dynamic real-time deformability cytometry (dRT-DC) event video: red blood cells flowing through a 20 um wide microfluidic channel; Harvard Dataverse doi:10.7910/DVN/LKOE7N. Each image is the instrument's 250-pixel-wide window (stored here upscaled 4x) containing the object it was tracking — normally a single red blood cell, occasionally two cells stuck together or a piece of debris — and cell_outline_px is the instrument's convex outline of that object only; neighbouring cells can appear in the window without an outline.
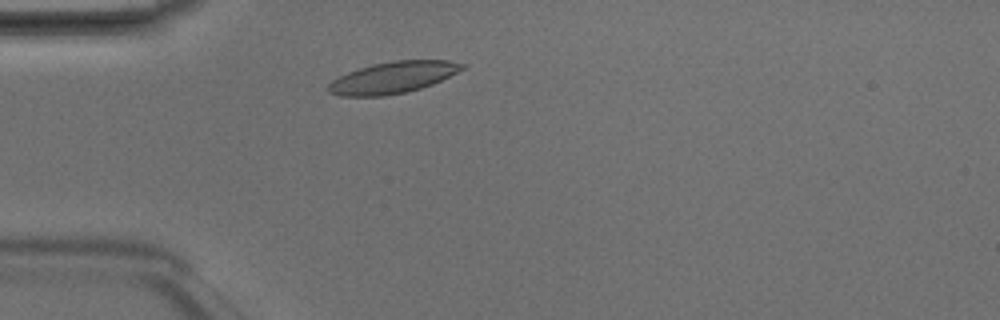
{"species": "Egyptian fruit bat (a non-hibernating species)", "species_latin": "Rousettus aegyptiacus", "temperature_condition": "room temperature", "stored_images_in_passage": 5, "camera_frame_rate_fps": 3000, "um_per_image_px": 0.085, "animal": {"sex": "male"}, "frame": {"image": 1, "passage_image": 5, "time_ms": 1.333, "image_size_px": [1000, 320], "cell_outline_px": [[468, 64], [464, 68], [432, 84], [420, 88], [404, 92], [384, 96], [340, 96], [328, 92], [324, 88], [332, 80], [348, 72], [372, 64], [396, 60], [448, 60]], "centroid_in_image_um": [33.36, 6.58], "position_along_channel_um": 51.6, "area_um2": 24.51}}